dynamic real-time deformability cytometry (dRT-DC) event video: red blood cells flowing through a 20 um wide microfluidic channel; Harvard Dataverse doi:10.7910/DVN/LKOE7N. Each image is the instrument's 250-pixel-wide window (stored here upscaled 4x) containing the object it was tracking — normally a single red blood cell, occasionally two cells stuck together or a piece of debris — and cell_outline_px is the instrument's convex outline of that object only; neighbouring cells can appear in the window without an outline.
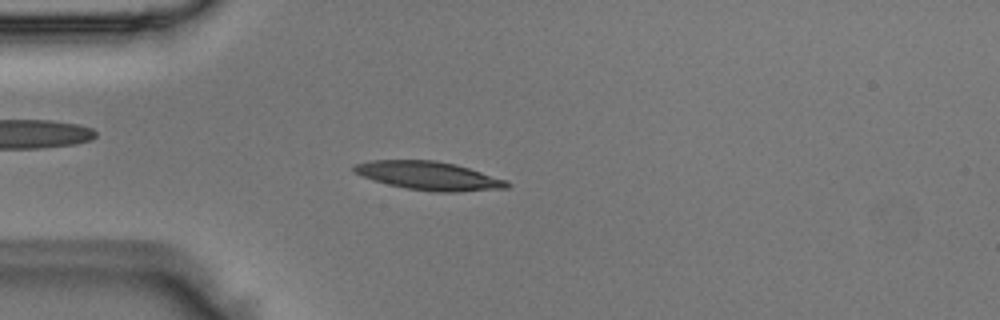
{"species": "Egyptian fruit bat (a non-hibernating species)", "species_latin": "Rousettus aegyptiacus", "temperature_condition": "room temperature", "stored_images_in_passage": 41, "camera_frame_rate_fps": 3000, "um_per_image_px": 0.085, "animal": {"sex": "male"}, "frame": {"image": 1, "passage_image": 4, "time_ms": 1.0, "image_size_px": [1000, 320], "cell_outline_px": [[512, 184], [508, 188], [456, 192], [436, 192], [404, 188], [388, 184], [364, 176], [356, 172], [352, 168], [356, 164], [372, 160], [432, 160], [456, 164], [508, 180]], "centroid_in_image_um": [36.53, 14.94], "position_along_channel_um": 48.5, "area_um2": 25.26}}
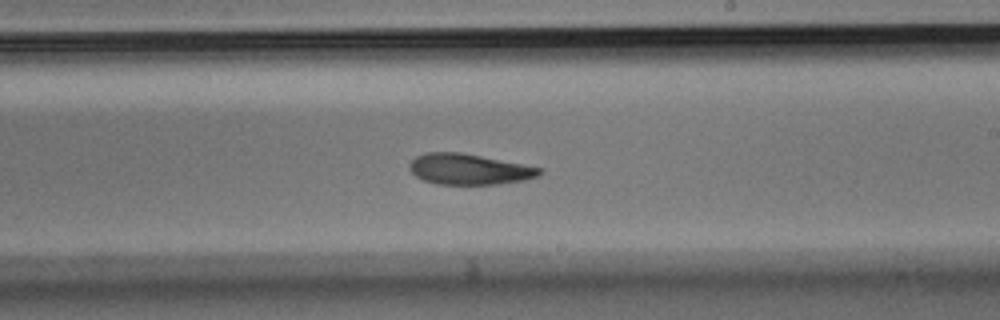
{"frame": {"image": 2, "passage_image": 20, "time_ms": 6.333, "image_size_px": [1000, 320], "cell_outline_px": [[544, 172], [536, 176], [524, 180], [496, 184], [436, 184], [424, 180], [416, 176], [408, 168], [408, 164], [416, 156], [424, 152], [460, 152], [544, 168]], "centroid_in_image_um": [39.85, 14.38], "position_along_channel_um": 249.1, "area_um2": 23.29}}
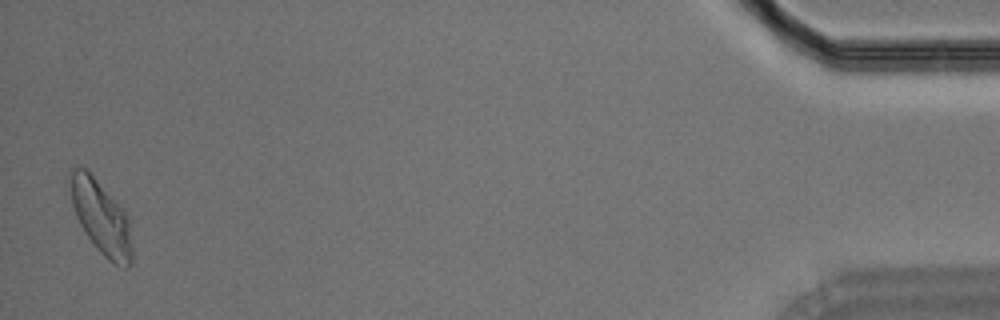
{"frame": {"image": 3, "passage_image": 40, "time_ms": 13.0, "image_size_px": [1000, 320], "cell_outline_px": [[132, 264], [128, 268], [124, 268], [108, 260], [100, 252], [88, 236], [80, 224], [76, 216], [72, 204], [68, 168], [76, 164], [88, 168], [128, 216], [132, 248]], "centroid_in_image_um": [8.57, 18.41], "position_along_channel_um": 426.6, "area_um2": 26.82}}